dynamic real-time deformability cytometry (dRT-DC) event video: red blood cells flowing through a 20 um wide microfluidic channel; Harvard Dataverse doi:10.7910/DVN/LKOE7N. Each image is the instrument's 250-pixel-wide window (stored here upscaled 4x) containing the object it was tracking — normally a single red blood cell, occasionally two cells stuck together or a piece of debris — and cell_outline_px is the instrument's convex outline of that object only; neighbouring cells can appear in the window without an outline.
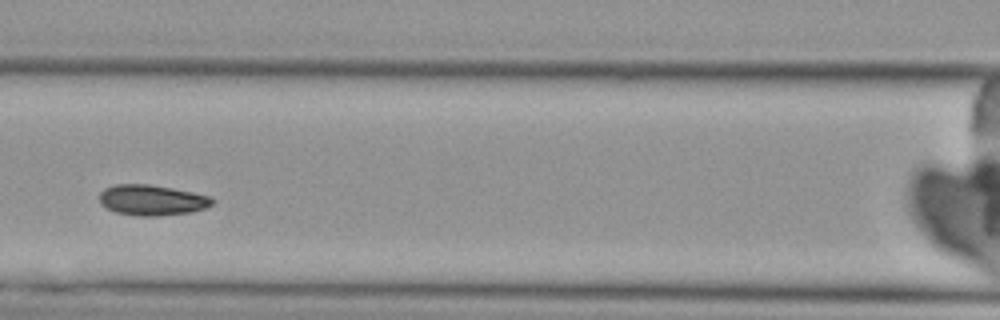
{"species": "Egyptian fruit bat (a non-hibernating species)", "species_latin": "Rousettus aegyptiacus", "temperature_condition": "cold", "stored_images_in_passage": 5, "camera_frame_rate_fps": 3000, "um_per_image_px": 0.085, "animal": {"sex": "female"}, "frame": {"image": 1, "passage_image": 3, "time_ms": 2.333, "image_size_px": [1000, 320], "cell_outline_px": [[216, 200], [212, 204], [204, 208], [192, 212], [156, 216], [136, 216], [116, 212], [100, 204], [100, 192], [104, 188], [116, 184], [148, 184], [172, 188], [212, 196]], "centroid_in_image_um": [12.93, 17.0], "position_along_channel_um": 153.7, "area_um2": 20.17}}
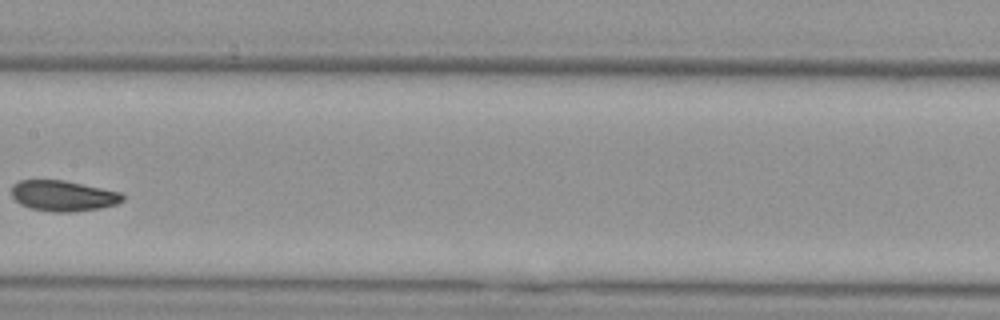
{"frame": {"image": 2, "passage_image": 4, "time_ms": 3.667, "image_size_px": [1000, 320], "cell_outline_px": [[124, 200], [116, 204], [100, 208], [72, 212], [52, 212], [32, 208], [20, 204], [12, 196], [12, 184], [20, 180], [64, 180], [120, 192], [124, 196]], "centroid_in_image_um": [5.36, 16.64], "position_along_channel_um": 202.0, "area_um2": 19.77}}
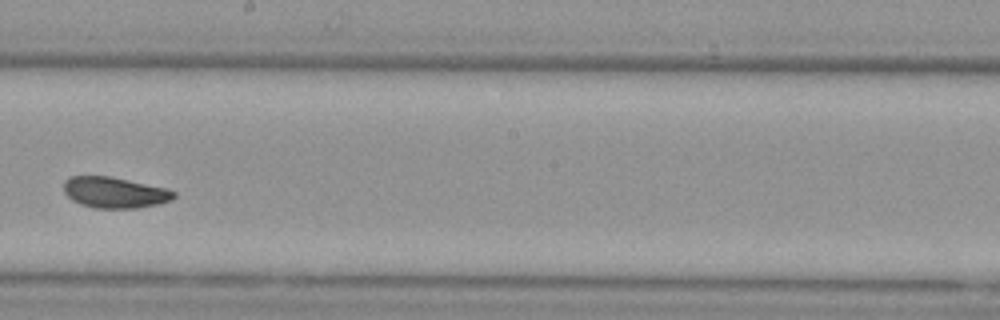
{"frame": {"image": 3, "passage_image": 5, "time_ms": 4.667, "image_size_px": [1000, 320], "cell_outline_px": [[176, 196], [172, 200], [156, 204], [136, 208], [92, 208], [80, 204], [72, 200], [64, 192], [64, 180], [68, 176], [112, 176], [168, 188], [176, 192]], "centroid_in_image_um": [9.75, 16.35], "position_along_channel_um": 238.5, "area_um2": 20.11}}